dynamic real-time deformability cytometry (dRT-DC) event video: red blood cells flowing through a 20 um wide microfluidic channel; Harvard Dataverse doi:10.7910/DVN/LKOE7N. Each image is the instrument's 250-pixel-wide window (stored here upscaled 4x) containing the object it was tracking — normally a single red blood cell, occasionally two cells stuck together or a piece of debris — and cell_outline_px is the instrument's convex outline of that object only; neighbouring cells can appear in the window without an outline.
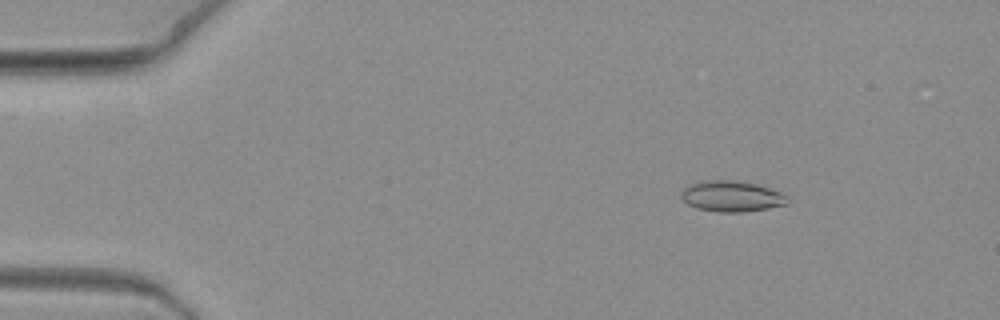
{"species": "common noctule bat (a hibernating species)", "species_latin": "Nyctalus noctula", "temperature_condition": "warm", "stored_images_in_passage": 6, "camera_frame_rate_fps": 3000, "um_per_image_px": 0.085, "animal": {"sex": "female", "body_mass_g": 19.3, "forearm_length_mm": 54.1}, "frame": {"image": 1, "passage_image": 1, "time_ms": 0.0, "image_size_px": [1000, 320], "cell_outline_px": [[788, 204], [768, 208], [740, 212], [716, 212], [696, 208], [688, 204], [680, 196], [684, 188], [688, 184], [700, 180], [732, 180], [752, 184], [768, 188], [780, 192], [788, 196]], "centroid_in_image_um": [62.15, 16.68], "position_along_channel_um": 22.9, "area_um2": 19.02}}
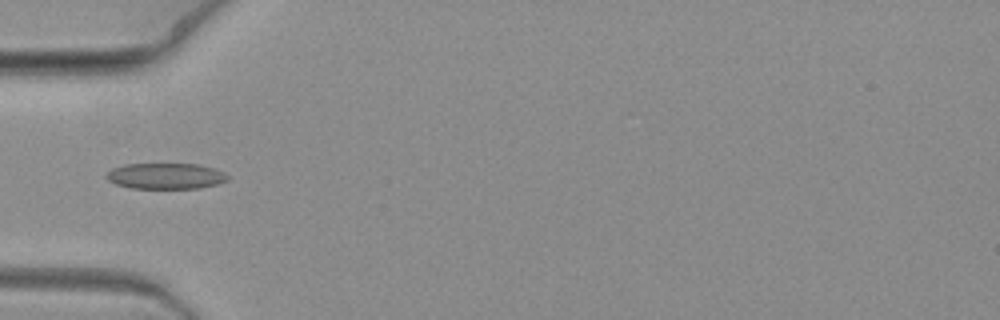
{"frame": {"image": 2, "passage_image": 5, "time_ms": 1.333, "image_size_px": [1000, 320], "cell_outline_px": [[228, 180], [216, 184], [200, 188], [132, 188], [116, 184], [108, 180], [104, 176], [112, 168], [124, 164], [196, 164], [212, 168], [224, 172], [228, 176]], "centroid_in_image_um": [14.06, 14.96], "position_along_channel_um": 70.9, "area_um2": 18.21}}